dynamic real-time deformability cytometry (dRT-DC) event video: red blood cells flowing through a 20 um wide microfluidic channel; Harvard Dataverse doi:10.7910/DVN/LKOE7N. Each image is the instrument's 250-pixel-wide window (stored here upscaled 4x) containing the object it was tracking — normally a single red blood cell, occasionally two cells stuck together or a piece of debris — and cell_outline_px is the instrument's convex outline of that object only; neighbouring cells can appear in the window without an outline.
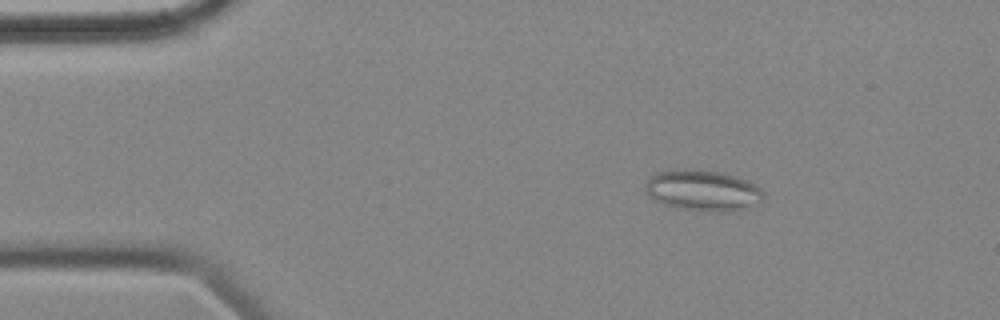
{"species": "common noctule bat (a hibernating species)", "species_latin": "Nyctalus noctula", "temperature_condition": "cold", "stored_images_in_passage": 50, "camera_frame_rate_fps": 3000, "um_per_image_px": 0.085, "animal": {"sex": "female", "body_mass_g": 18.4}, "frame": {"image": 1, "passage_image": 3, "time_ms": 0.667, "image_size_px": [1000, 320], "cell_outline_px": [[764, 200], [760, 204], [736, 212], [712, 212], [680, 208], [664, 204], [652, 200], [648, 196], [644, 188], [644, 184], [656, 172], [672, 168], [692, 168], [716, 172], [748, 180], [756, 184], [764, 192]], "centroid_in_image_um": [59.75, 16.2], "position_along_channel_um": 25.2, "area_um2": 28.9}}
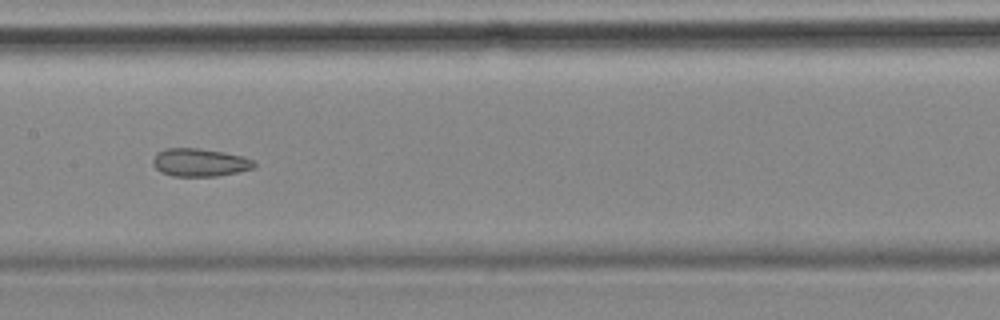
{"frame": {"image": 2, "passage_image": 22, "time_ms": 7.0, "image_size_px": [1000, 320], "cell_outline_px": [[256, 168], [220, 176], [172, 176], [160, 172], [152, 164], [152, 160], [156, 152], [164, 148], [196, 148], [220, 152], [240, 156], [252, 160], [256, 164]], "centroid_in_image_um": [16.94, 13.82], "position_along_channel_um": 190.5, "area_um2": 16.53}}
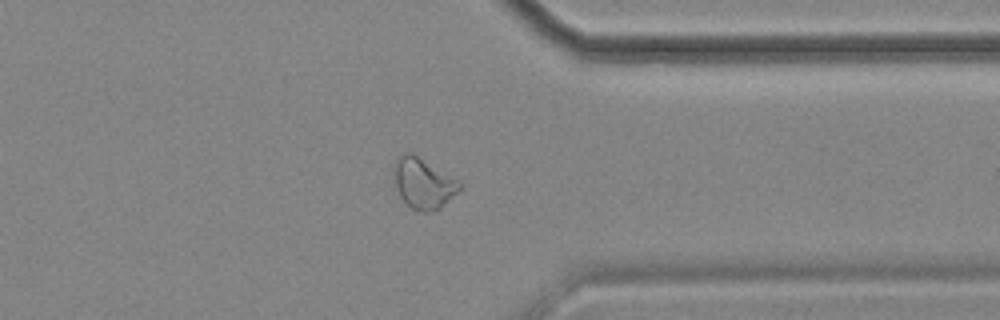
{"frame": {"image": 3, "passage_image": 38, "time_ms": 12.333, "image_size_px": [1000, 320], "cell_outline_px": [[460, 188], [440, 208], [432, 212], [420, 212], [412, 208], [400, 196], [396, 184], [396, 160], [404, 152], [412, 152], [456, 180], [460, 184]], "centroid_in_image_um": [35.97, 15.6], "position_along_channel_um": 375.4, "area_um2": 18.44}, "authors_computed_cell_mechanics": {"area_um2": 19.2185, "velocity_mm_per_s": 3.5626, "shape_relaxation_time_tau1_ms": null, "shape_relaxation_time_tau2_ms": 3.1843, "deformation_change_tau1": null, "deformation_change_tau2": 0.1042}}